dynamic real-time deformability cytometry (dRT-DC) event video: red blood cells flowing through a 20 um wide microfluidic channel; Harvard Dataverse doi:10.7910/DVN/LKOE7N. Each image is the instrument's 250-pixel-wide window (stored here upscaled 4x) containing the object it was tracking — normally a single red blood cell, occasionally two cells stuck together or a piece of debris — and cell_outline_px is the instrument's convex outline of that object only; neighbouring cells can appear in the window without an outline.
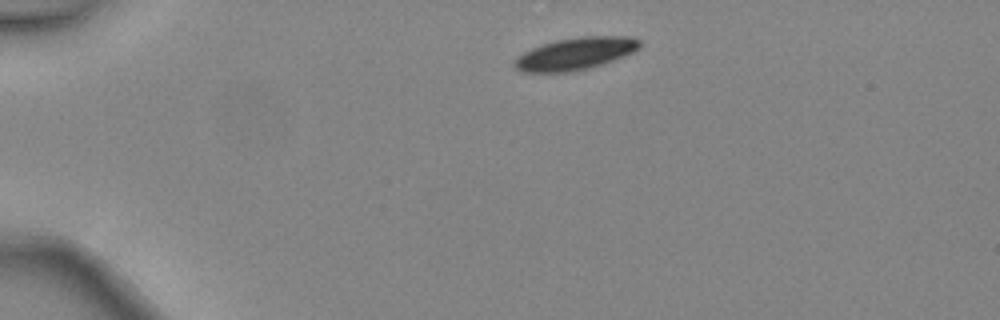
{"species": "common noctule bat (a hibernating species)", "species_latin": "Nyctalus noctula", "temperature_condition": "warm", "stored_images_in_passage": 2, "camera_frame_rate_fps": 3000, "um_per_image_px": 0.085, "animal": {"sex": "female", "body_mass_g": 24.6, "forearm_length_mm": 56.2}, "frame": {"image": 1, "passage_image": 1, "time_ms": 0.0, "image_size_px": [1000, 320], "cell_outline_px": [[640, 48], [624, 56], [588, 68], [568, 72], [520, 72], [512, 64], [524, 52], [532, 48], [556, 40], [580, 36], [632, 36], [640, 40]], "centroid_in_image_um": [48.92, 4.55], "position_along_channel_um": 36.1, "area_um2": 23.29}}